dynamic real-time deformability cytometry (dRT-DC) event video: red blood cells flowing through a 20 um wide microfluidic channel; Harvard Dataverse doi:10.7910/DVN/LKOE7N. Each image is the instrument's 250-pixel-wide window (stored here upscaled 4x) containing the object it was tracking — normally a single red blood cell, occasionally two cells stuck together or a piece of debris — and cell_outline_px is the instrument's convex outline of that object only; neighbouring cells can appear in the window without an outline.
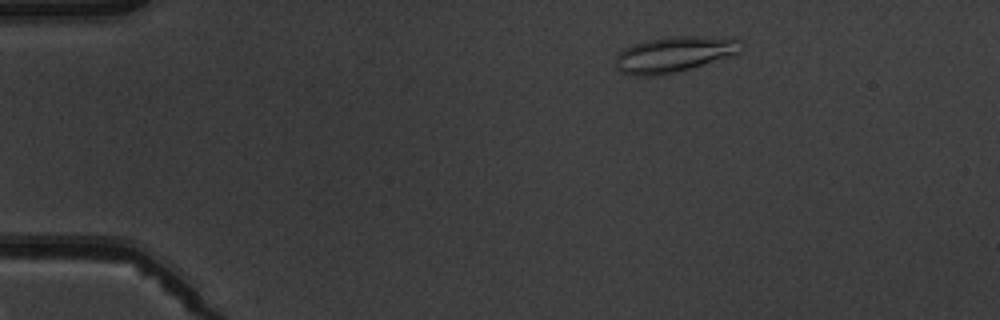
{"species": "common noctule bat (a hibernating species)", "species_latin": "Nyctalus noctula", "temperature_condition": "warm", "stored_images_in_passage": 4, "camera_frame_rate_fps": 3000, "um_per_image_px": 0.085, "animal": {"sex": "male", "body_mass_g": 19.5, "forearm_length_mm": 54.6}, "frame": {"image": 1, "passage_image": 1, "time_ms": 0.0, "image_size_px": [1000, 320], "cell_outline_px": [[744, 44], [740, 52], [732, 56], [692, 68], [676, 72], [656, 76], [636, 76], [620, 72], [616, 68], [616, 52], [632, 44], [664, 36], [736, 36]], "centroid_in_image_um": [57.36, 4.6], "position_along_channel_um": 27.6, "area_um2": 26.93}}
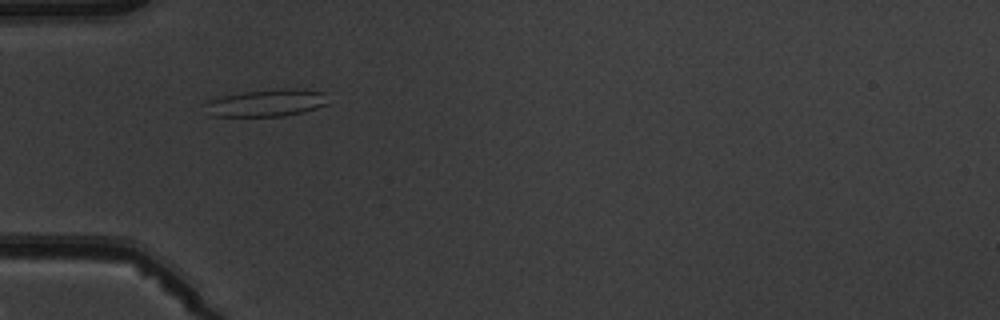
{"frame": {"image": 2, "passage_image": 3, "time_ms": 2.667, "image_size_px": [1000, 320], "cell_outline_px": [[328, 104], [304, 112], [284, 116], [208, 116], [204, 104], [208, 100], [224, 96], [244, 92], [276, 88], [300, 88], [324, 92]], "centroid_in_image_um": [22.66, 8.74], "position_along_channel_um": 62.3, "area_um2": 19.71}}
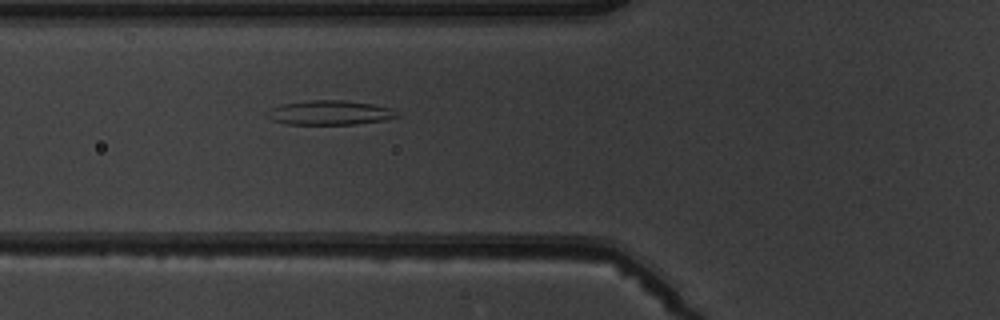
{"frame": {"image": 3, "passage_image": 4, "time_ms": 3.667, "image_size_px": [1000, 320], "cell_outline_px": [[400, 116], [384, 120], [352, 124], [288, 124], [272, 120], [264, 116], [264, 112], [272, 108], [284, 104], [304, 100], [344, 100], [372, 104], [392, 108]], "centroid_in_image_um": [27.99, 9.57], "position_along_channel_um": 97.8, "area_um2": 18.5}}